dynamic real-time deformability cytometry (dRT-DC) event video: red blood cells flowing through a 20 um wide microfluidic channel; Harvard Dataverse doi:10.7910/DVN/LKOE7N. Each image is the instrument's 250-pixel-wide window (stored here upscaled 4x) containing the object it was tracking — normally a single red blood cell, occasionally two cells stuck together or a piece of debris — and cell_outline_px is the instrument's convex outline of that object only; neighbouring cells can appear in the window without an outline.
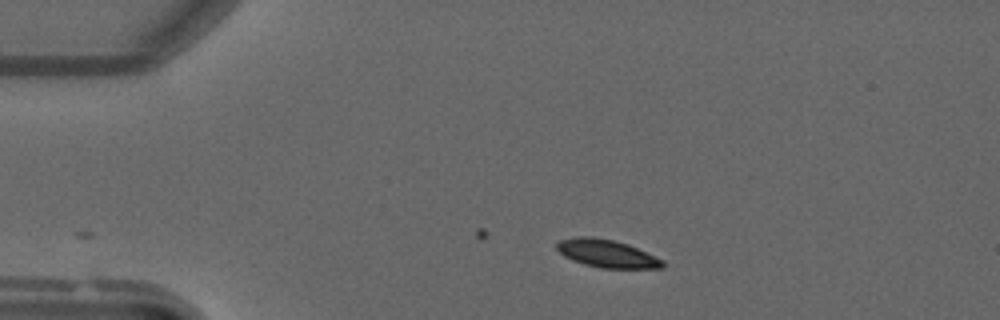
{"species": "common noctule bat (a hibernating species)", "species_latin": "Nyctalus noctula", "temperature_condition": "warm", "stored_images_in_passage": 15, "camera_frame_rate_fps": 3000, "um_per_image_px": 0.085, "animal": {"sex": "male", "forearm_length_mm": 52.5}, "frame": {"image": 1, "passage_image": 1, "time_ms": 0.0, "image_size_px": [1000, 320], "cell_outline_px": [[664, 268], [600, 268], [584, 264], [572, 260], [564, 256], [556, 248], [556, 244], [560, 240], [576, 236], [592, 236], [612, 240], [628, 244], [664, 260]], "centroid_in_image_um": [51.57, 21.55], "position_along_channel_um": 33.4, "area_um2": 17.17}}
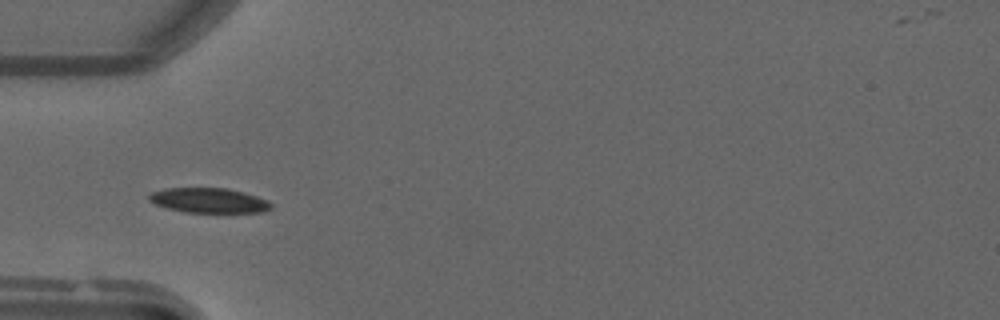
{"frame": {"image": 2, "passage_image": 7, "time_ms": 2.0, "image_size_px": [1000, 320], "cell_outline_px": [[272, 208], [260, 212], [188, 212], [168, 208], [156, 204], [148, 200], [148, 196], [152, 192], [164, 188], [228, 188], [244, 192], [268, 200], [272, 204]], "centroid_in_image_um": [17.76, 17.02], "position_along_channel_um": 67.2, "area_um2": 17.57}}